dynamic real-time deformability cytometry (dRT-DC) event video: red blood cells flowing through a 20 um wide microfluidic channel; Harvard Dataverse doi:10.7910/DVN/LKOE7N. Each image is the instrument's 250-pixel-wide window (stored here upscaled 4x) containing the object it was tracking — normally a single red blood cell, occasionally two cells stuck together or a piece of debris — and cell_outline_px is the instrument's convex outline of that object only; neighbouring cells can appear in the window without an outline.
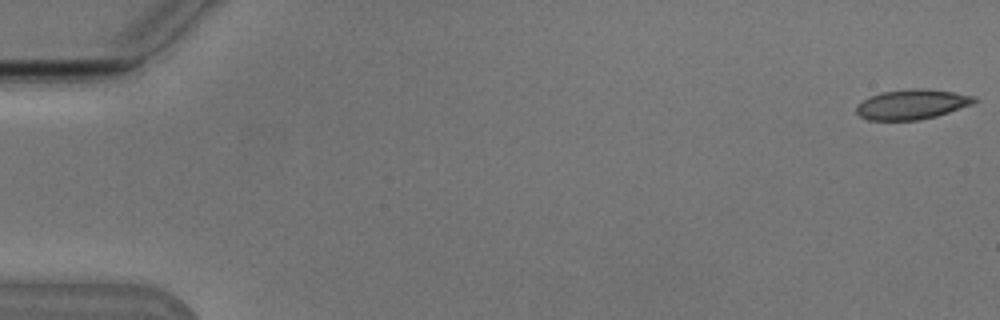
{"species": "Egyptian fruit bat (a non-hibernating species)", "species_latin": "Rousettus aegyptiacus", "temperature_condition": "cold", "stored_images_in_passage": 52, "camera_frame_rate_fps": 3000, "um_per_image_px": 0.085, "animal": {"sex": "male"}, "frame": {"image": 1, "passage_image": 1, "time_ms": 0.0, "image_size_px": [1000, 320], "cell_outline_px": [[980, 100], [972, 104], [936, 116], [920, 120], [868, 120], [860, 116], [856, 112], [856, 104], [872, 96], [884, 92], [912, 88], [928, 88], [976, 96]], "centroid_in_image_um": [77.54, 8.87], "position_along_channel_um": 7.5, "area_um2": 20.52}}
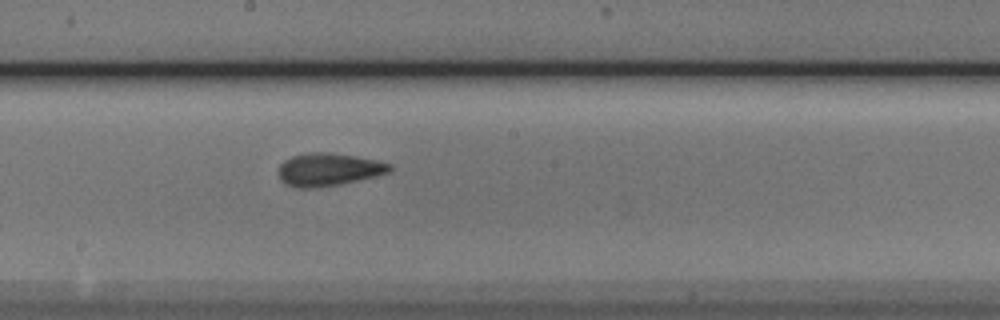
{"frame": {"image": 2, "passage_image": 30, "time_ms": 9.667, "image_size_px": [1000, 320], "cell_outline_px": [[392, 168], [388, 172], [376, 176], [340, 184], [316, 188], [296, 188], [284, 184], [280, 180], [276, 172], [280, 164], [284, 160], [292, 156], [308, 152], [328, 152], [356, 156], [376, 160], [392, 164]], "centroid_in_image_um": [27.86, 14.41], "position_along_channel_um": 220.3, "area_um2": 21.56}}
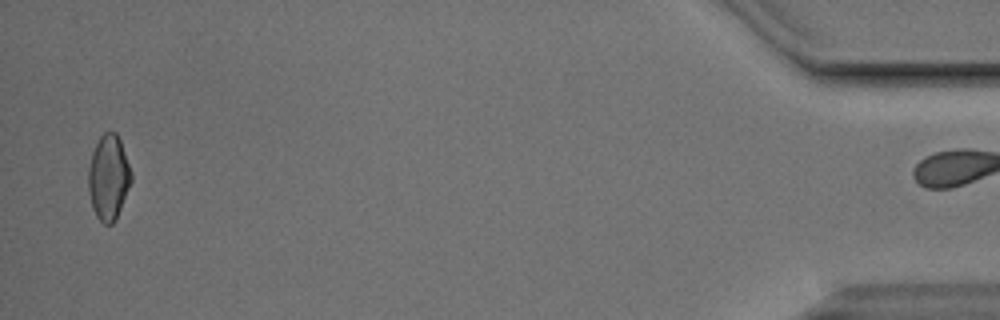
{"frame": {"image": 3, "passage_image": 51, "time_ms": 16.667, "image_size_px": [1000, 320], "cell_outline_px": [[132, 180], [116, 220], [112, 224], [104, 224], [96, 216], [92, 208], [88, 188], [88, 168], [92, 152], [100, 136], [104, 132], [116, 132], [120, 140], [132, 172]], "centroid_in_image_um": [9.22, 15.09], "position_along_channel_um": 426.0, "area_um2": 21.33}, "authors_computed_cell_mechanics": {"area_um2": 20.4901, "velocity_mm_per_s": 3.8036, "shape_relaxation_time_tau1_ms": 6.8542, "shape_relaxation_time_tau2_ms": 3.9703, "deformation_change_tau1": 0.1411, "deformation_change_tau2": 0.1046}}